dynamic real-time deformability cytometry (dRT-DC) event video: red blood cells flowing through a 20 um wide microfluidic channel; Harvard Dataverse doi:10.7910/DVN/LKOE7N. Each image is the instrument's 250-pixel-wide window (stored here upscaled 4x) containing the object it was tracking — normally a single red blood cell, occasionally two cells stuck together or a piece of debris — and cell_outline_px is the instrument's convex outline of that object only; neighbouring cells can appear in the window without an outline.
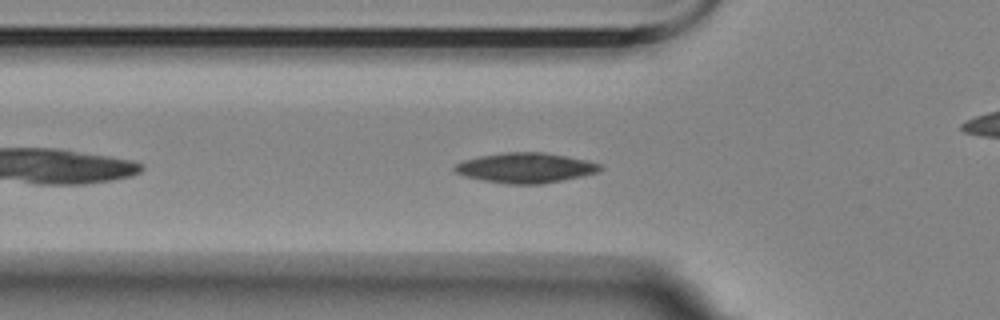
{"species": "Egyptian fruit bat (a non-hibernating species)", "species_latin": "Rousettus aegyptiacus", "temperature_condition": "room temperature", "stored_images_in_passage": 46, "camera_frame_rate_fps": 3000, "um_per_image_px": 0.085, "animal": {"sex": "female"}, "frame": {"image": 1, "passage_image": 7, "time_ms": 2.0, "image_size_px": [1000, 320], "cell_outline_px": [[604, 168], [600, 172], [540, 184], [508, 184], [484, 180], [464, 176], [456, 172], [452, 168], [456, 164], [464, 160], [480, 156], [508, 152], [544, 152], [584, 160], [600, 164]], "centroid_in_image_um": [44.66, 14.26], "position_along_channel_um": 81.1, "area_um2": 25.14}}
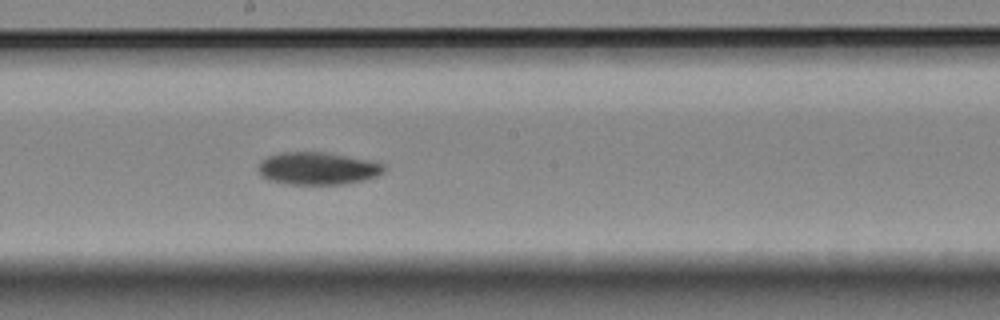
{"frame": {"image": 2, "passage_image": 19, "time_ms": 6.0, "image_size_px": [1000, 320], "cell_outline_px": [[384, 172], [376, 176], [344, 184], [284, 184], [260, 176], [256, 168], [260, 160], [268, 156], [280, 152], [324, 152], [368, 160], [384, 164]], "centroid_in_image_um": [26.92, 14.31], "position_along_channel_um": 221.3, "area_um2": 23.76}}
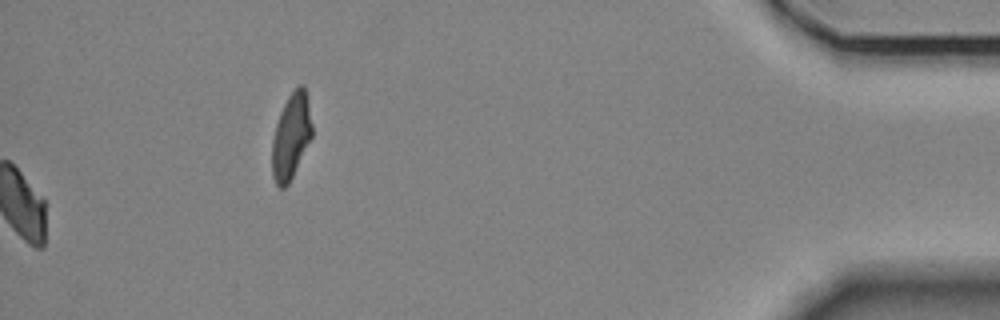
{"frame": {"image": 3, "passage_image": 46, "time_ms": 15.0, "image_size_px": [1000, 320], "cell_outline_px": [[312, 136], [288, 184], [284, 188], [280, 188], [276, 184], [272, 176], [272, 140], [276, 124], [280, 112], [288, 96], [300, 84], [304, 84], [312, 124]], "centroid_in_image_um": [24.73, 11.58], "position_along_channel_um": 410.5, "area_um2": 19.65}, "authors_computed_cell_mechanics": {"area_um2": 23.7269, "velocity_mm_per_s": 3.4782, "shape_relaxation_time_tau1_ms": 7.6433, "shape_relaxation_time_tau2_ms": null, "deformation_change_tau1": 0.1359, "deformation_change_tau2": null}}